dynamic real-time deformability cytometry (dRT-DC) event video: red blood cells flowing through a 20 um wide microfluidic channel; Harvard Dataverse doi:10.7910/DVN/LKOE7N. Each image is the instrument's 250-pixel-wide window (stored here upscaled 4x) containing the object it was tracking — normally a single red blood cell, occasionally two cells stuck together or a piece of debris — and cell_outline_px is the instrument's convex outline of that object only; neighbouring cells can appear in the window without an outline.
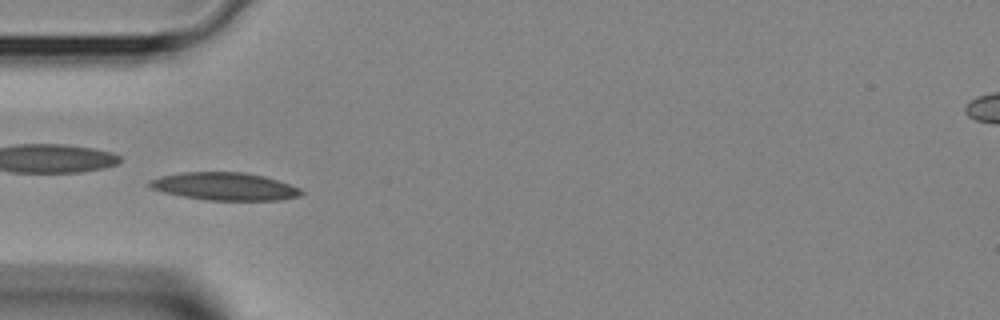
{"species": "Egyptian fruit bat (a non-hibernating species)", "species_latin": "Rousettus aegyptiacus", "temperature_condition": "room temperature", "stored_images_in_passage": 34, "camera_frame_rate_fps": 3000, "um_per_image_px": 0.085, "animal": {"sex": "female"}, "frame": {"image": 1, "passage_image": 5, "time_ms": 1.333, "image_size_px": [1000, 320], "cell_outline_px": [[304, 192], [300, 196], [280, 200], [204, 200], [164, 192], [152, 188], [148, 184], [148, 180], [160, 176], [180, 172], [244, 172], [264, 176], [300, 188]], "centroid_in_image_um": [19.09, 15.84], "position_along_channel_um": 65.9, "area_um2": 24.45}}
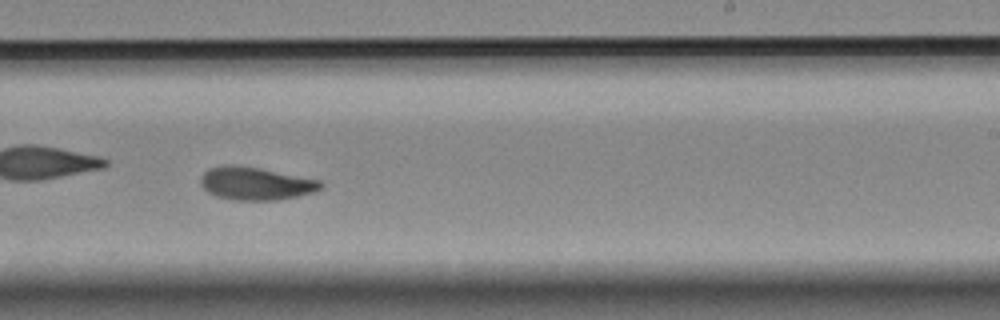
{"frame": {"image": 2, "passage_image": 18, "time_ms": 5.667, "image_size_px": [1000, 320], "cell_outline_px": [[324, 188], [312, 192], [280, 200], [232, 200], [216, 196], [208, 192], [200, 184], [200, 176], [208, 168], [260, 168], [320, 180], [324, 184]], "centroid_in_image_um": [21.79, 15.65], "position_along_channel_um": 267.2, "area_um2": 22.37}}
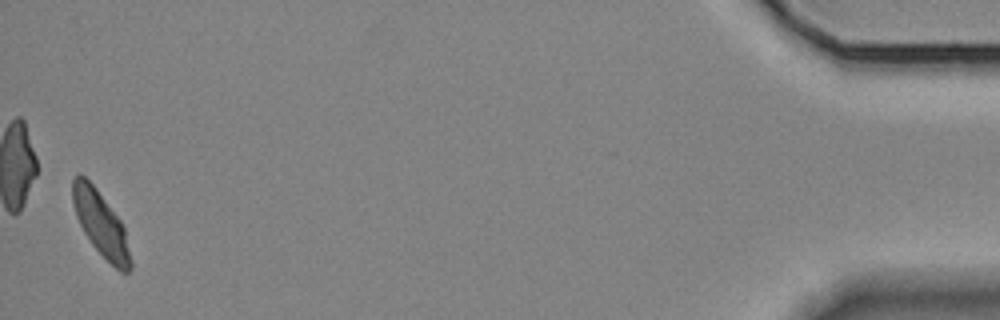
{"frame": {"image": 3, "passage_image": 34, "time_ms": 11.0, "image_size_px": [1000, 320], "cell_outline_px": [[132, 268], [128, 272], [120, 272], [92, 244], [84, 232], [76, 216], [72, 200], [72, 180], [76, 176], [84, 176], [96, 188], [120, 220], [124, 228], [132, 260]], "centroid_in_image_um": [8.58, 19.04], "position_along_channel_um": 426.6, "area_um2": 21.39}}